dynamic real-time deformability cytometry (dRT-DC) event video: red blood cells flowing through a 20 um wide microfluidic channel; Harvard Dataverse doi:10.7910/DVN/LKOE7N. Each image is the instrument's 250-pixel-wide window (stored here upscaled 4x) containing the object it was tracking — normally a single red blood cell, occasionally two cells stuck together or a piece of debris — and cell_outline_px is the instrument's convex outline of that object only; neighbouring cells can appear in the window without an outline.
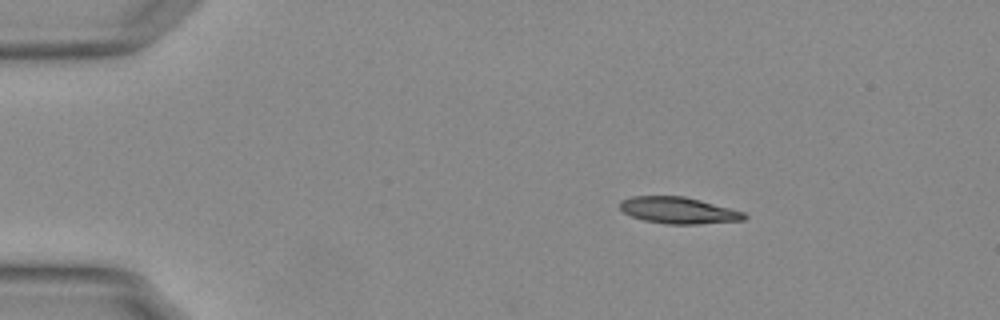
{"species": "Egyptian fruit bat (a non-hibernating species)", "species_latin": "Rousettus aegyptiacus", "temperature_condition": "warm", "stored_images_in_passage": 46, "camera_frame_rate_fps": 3000, "um_per_image_px": 0.085, "animal": {"sex": "female"}, "frame": {"image": 1, "passage_image": 1, "time_ms": 0.0, "image_size_px": [1000, 320], "cell_outline_px": [[748, 216], [744, 220], [696, 224], [668, 224], [644, 220], [632, 216], [624, 212], [620, 208], [620, 200], [632, 196], [684, 196], [700, 200], [744, 212]], "centroid_in_image_um": [57.66, 17.88], "position_along_channel_um": 27.3, "area_um2": 19.07}}
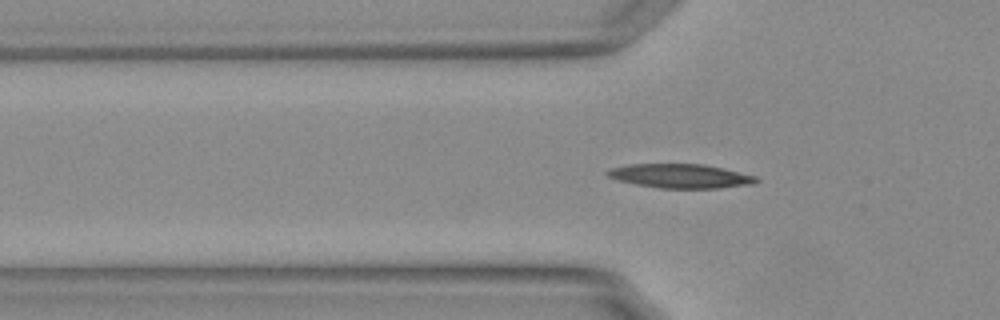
{"frame": {"image": 2, "passage_image": 10, "time_ms": 3.0, "image_size_px": [1000, 320], "cell_outline_px": [[760, 180], [752, 184], [716, 188], [660, 188], [636, 184], [620, 180], [608, 176], [604, 172], [608, 168], [628, 164], [704, 164], [724, 168], [756, 176]], "centroid_in_image_um": [57.83, 14.95], "position_along_channel_um": 68.0, "area_um2": 20.87}}
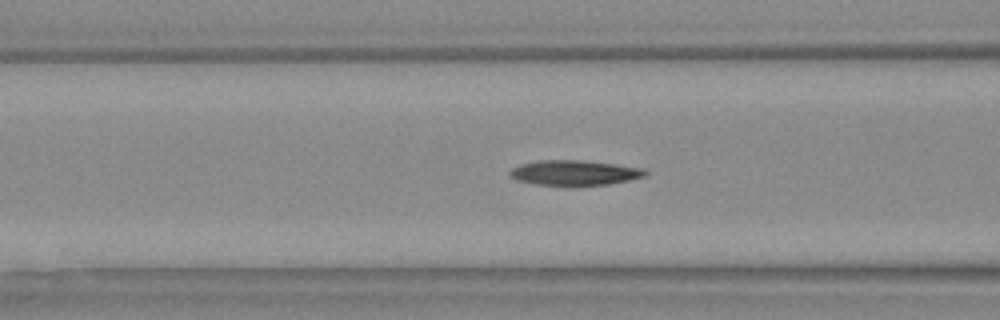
{"frame": {"image": 3, "passage_image": 14, "time_ms": 4.333, "image_size_px": [1000, 320], "cell_outline_px": [[648, 172], [644, 176], [628, 180], [608, 184], [568, 188], [536, 184], [516, 180], [508, 176], [508, 172], [512, 168], [520, 164], [540, 160], [580, 160], [616, 164], [644, 168]], "centroid_in_image_um": [48.78, 14.72], "position_along_channel_um": 117.8, "area_um2": 20.46}, "authors_computed_cell_mechanics": {"area_um2": 19.7098, "velocity_mm_per_s": 3.7643, "shape_relaxation_time_tau1_ms": null, "shape_relaxation_time_tau2_ms": 3.7812, "deformation_change_tau1": null, "deformation_change_tau2": 0.1135}}